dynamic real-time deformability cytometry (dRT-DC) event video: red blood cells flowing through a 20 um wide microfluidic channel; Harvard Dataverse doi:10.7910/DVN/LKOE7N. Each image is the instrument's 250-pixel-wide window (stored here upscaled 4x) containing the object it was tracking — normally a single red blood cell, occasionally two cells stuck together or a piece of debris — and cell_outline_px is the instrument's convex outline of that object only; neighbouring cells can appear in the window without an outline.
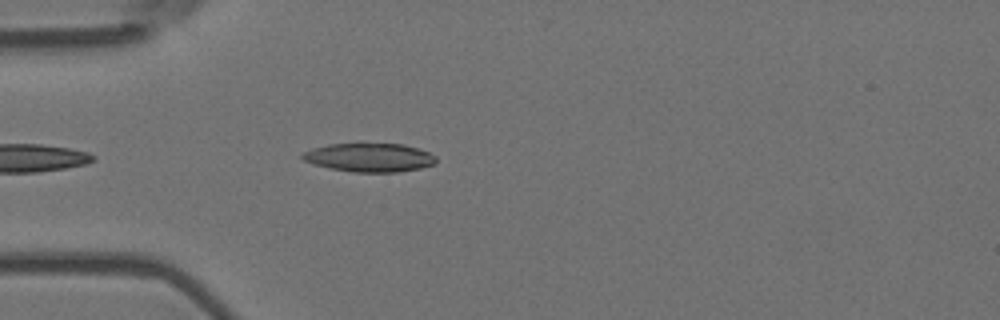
{"species": "Egyptian fruit bat (a non-hibernating species)", "species_latin": "Rousettus aegyptiacus", "temperature_condition": "room temperature", "stored_images_in_passage": 11, "camera_frame_rate_fps": 3000, "um_per_image_px": 0.085, "animal": {"sex": "female"}, "frame": {"image": 1, "passage_image": 4, "time_ms": 1.0, "image_size_px": [1000, 320], "cell_outline_px": [[436, 160], [432, 164], [420, 168], [396, 172], [356, 172], [332, 168], [316, 164], [304, 160], [300, 156], [304, 152], [316, 148], [332, 144], [400, 144], [416, 148], [428, 152], [436, 156]], "centroid_in_image_um": [31.43, 13.39], "position_along_channel_um": 53.6, "area_um2": 21.68}}
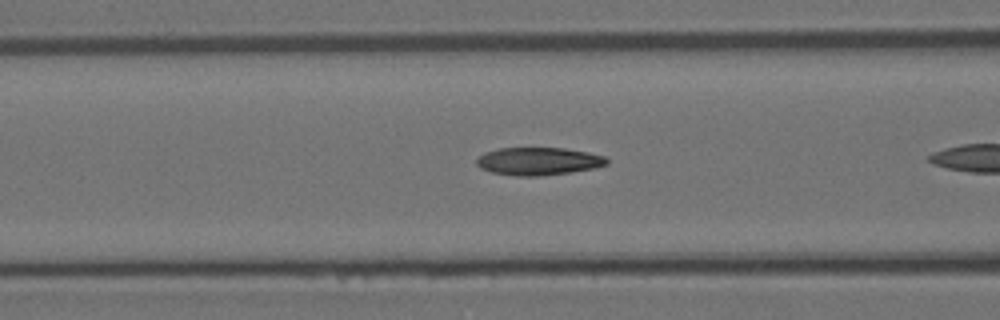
{"frame": {"image": 2, "passage_image": 7, "time_ms": 2.0, "image_size_px": [1000, 320], "cell_outline_px": [[608, 164], [592, 168], [568, 172], [536, 176], [520, 176], [492, 172], [476, 164], [476, 160], [480, 156], [488, 152], [500, 148], [564, 148], [604, 156], [608, 160]], "centroid_in_image_um": [45.77, 13.7], "position_along_channel_um": 120.8, "area_um2": 20.46}}
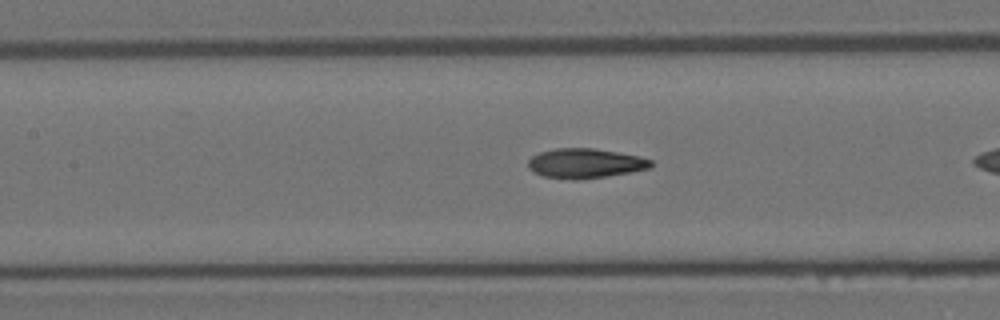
{"frame": {"image": 3, "passage_image": 10, "time_ms": 3.0, "image_size_px": [1000, 320], "cell_outline_px": [[652, 164], [648, 168], [628, 172], [604, 176], [544, 176], [536, 172], [528, 164], [528, 160], [532, 156], [540, 152], [556, 148], [592, 148], [616, 152], [636, 156], [652, 160]], "centroid_in_image_um": [49.75, 13.82], "position_along_channel_um": 157.6, "area_um2": 19.77}}